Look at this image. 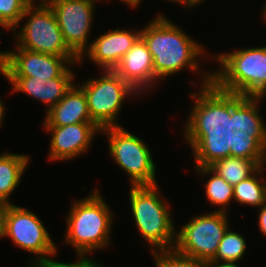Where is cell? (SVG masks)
<instances>
[{"mask_svg":"<svg viewBox=\"0 0 266 267\" xmlns=\"http://www.w3.org/2000/svg\"><path fill=\"white\" fill-rule=\"evenodd\" d=\"M29 5L26 0H0V21L12 29L14 35Z\"/></svg>","mask_w":266,"mask_h":267,"instance_id":"cell-22","label":"cell"},{"mask_svg":"<svg viewBox=\"0 0 266 267\" xmlns=\"http://www.w3.org/2000/svg\"><path fill=\"white\" fill-rule=\"evenodd\" d=\"M140 37L141 30L138 32L125 29L108 31L89 44L90 47L80 57L79 63L85 54L102 70H113Z\"/></svg>","mask_w":266,"mask_h":267,"instance_id":"cell-15","label":"cell"},{"mask_svg":"<svg viewBox=\"0 0 266 267\" xmlns=\"http://www.w3.org/2000/svg\"><path fill=\"white\" fill-rule=\"evenodd\" d=\"M29 159L25 154H0V203L5 207L12 204L9 202L10 195L20 184Z\"/></svg>","mask_w":266,"mask_h":267,"instance_id":"cell-17","label":"cell"},{"mask_svg":"<svg viewBox=\"0 0 266 267\" xmlns=\"http://www.w3.org/2000/svg\"><path fill=\"white\" fill-rule=\"evenodd\" d=\"M7 236L19 248L39 256L36 258L53 257L57 254L56 244L51 240L40 218L35 213L13 203L3 210L0 237Z\"/></svg>","mask_w":266,"mask_h":267,"instance_id":"cell-10","label":"cell"},{"mask_svg":"<svg viewBox=\"0 0 266 267\" xmlns=\"http://www.w3.org/2000/svg\"><path fill=\"white\" fill-rule=\"evenodd\" d=\"M79 258L76 262L72 263H63V262H57L55 260H52L51 258L42 257L37 258L34 260L35 262L28 265L29 267H103L100 263L96 262L95 260H92L90 258H87L86 255H77Z\"/></svg>","mask_w":266,"mask_h":267,"instance_id":"cell-26","label":"cell"},{"mask_svg":"<svg viewBox=\"0 0 266 267\" xmlns=\"http://www.w3.org/2000/svg\"><path fill=\"white\" fill-rule=\"evenodd\" d=\"M156 267H204V262L186 257L172 250L152 252Z\"/></svg>","mask_w":266,"mask_h":267,"instance_id":"cell-23","label":"cell"},{"mask_svg":"<svg viewBox=\"0 0 266 267\" xmlns=\"http://www.w3.org/2000/svg\"><path fill=\"white\" fill-rule=\"evenodd\" d=\"M51 133L50 160H72L89 149L91 141L101 128L95 122L66 126H44Z\"/></svg>","mask_w":266,"mask_h":267,"instance_id":"cell-13","label":"cell"},{"mask_svg":"<svg viewBox=\"0 0 266 267\" xmlns=\"http://www.w3.org/2000/svg\"><path fill=\"white\" fill-rule=\"evenodd\" d=\"M265 94L266 88L234 119V121L251 127L265 124L258 112V105H260L258 102L260 99L264 98L263 96Z\"/></svg>","mask_w":266,"mask_h":267,"instance_id":"cell-25","label":"cell"},{"mask_svg":"<svg viewBox=\"0 0 266 267\" xmlns=\"http://www.w3.org/2000/svg\"><path fill=\"white\" fill-rule=\"evenodd\" d=\"M264 165L263 163L251 176L234 186V201L236 200L240 205L258 208L266 204V180L261 176Z\"/></svg>","mask_w":266,"mask_h":267,"instance_id":"cell-19","label":"cell"},{"mask_svg":"<svg viewBox=\"0 0 266 267\" xmlns=\"http://www.w3.org/2000/svg\"><path fill=\"white\" fill-rule=\"evenodd\" d=\"M109 152L116 164L130 176L131 186L157 185L156 165L148 146L121 126L106 127Z\"/></svg>","mask_w":266,"mask_h":267,"instance_id":"cell-7","label":"cell"},{"mask_svg":"<svg viewBox=\"0 0 266 267\" xmlns=\"http://www.w3.org/2000/svg\"><path fill=\"white\" fill-rule=\"evenodd\" d=\"M171 2L178 3L179 5H184L186 8L195 7L196 5H199L201 2L199 0H169Z\"/></svg>","mask_w":266,"mask_h":267,"instance_id":"cell-29","label":"cell"},{"mask_svg":"<svg viewBox=\"0 0 266 267\" xmlns=\"http://www.w3.org/2000/svg\"><path fill=\"white\" fill-rule=\"evenodd\" d=\"M10 51L6 65L1 69L5 77H35L39 80L61 77L72 64L66 57L33 52L24 48ZM67 65V66H66Z\"/></svg>","mask_w":266,"mask_h":267,"instance_id":"cell-12","label":"cell"},{"mask_svg":"<svg viewBox=\"0 0 266 267\" xmlns=\"http://www.w3.org/2000/svg\"><path fill=\"white\" fill-rule=\"evenodd\" d=\"M4 208H5V206L0 203V234H1V230H2V216H3Z\"/></svg>","mask_w":266,"mask_h":267,"instance_id":"cell-33","label":"cell"},{"mask_svg":"<svg viewBox=\"0 0 266 267\" xmlns=\"http://www.w3.org/2000/svg\"><path fill=\"white\" fill-rule=\"evenodd\" d=\"M214 58L220 69L206 72L200 92L190 94L195 99L191 114L234 120L266 88V46L236 49Z\"/></svg>","mask_w":266,"mask_h":267,"instance_id":"cell-1","label":"cell"},{"mask_svg":"<svg viewBox=\"0 0 266 267\" xmlns=\"http://www.w3.org/2000/svg\"><path fill=\"white\" fill-rule=\"evenodd\" d=\"M204 267H239V265H236L235 263H220L208 261L204 262Z\"/></svg>","mask_w":266,"mask_h":267,"instance_id":"cell-30","label":"cell"},{"mask_svg":"<svg viewBox=\"0 0 266 267\" xmlns=\"http://www.w3.org/2000/svg\"><path fill=\"white\" fill-rule=\"evenodd\" d=\"M113 215L97 188L86 198L74 201L66 218L65 242L77 254L86 255L109 245Z\"/></svg>","mask_w":266,"mask_h":267,"instance_id":"cell-4","label":"cell"},{"mask_svg":"<svg viewBox=\"0 0 266 267\" xmlns=\"http://www.w3.org/2000/svg\"><path fill=\"white\" fill-rule=\"evenodd\" d=\"M195 169L199 175L212 174L211 178H208V182L205 184V193L211 206L218 205L221 208L218 211L227 213V206L234 199V186L228 184L221 176L214 172L194 151Z\"/></svg>","mask_w":266,"mask_h":267,"instance_id":"cell-18","label":"cell"},{"mask_svg":"<svg viewBox=\"0 0 266 267\" xmlns=\"http://www.w3.org/2000/svg\"><path fill=\"white\" fill-rule=\"evenodd\" d=\"M246 244L242 235L228 228L220 241L215 257L211 261L236 264L245 254Z\"/></svg>","mask_w":266,"mask_h":267,"instance_id":"cell-20","label":"cell"},{"mask_svg":"<svg viewBox=\"0 0 266 267\" xmlns=\"http://www.w3.org/2000/svg\"><path fill=\"white\" fill-rule=\"evenodd\" d=\"M265 5H266V4H265ZM263 11H264V12H263V15H264V16H263V17H264L263 19H264L265 22H266V6H264V10H263Z\"/></svg>","mask_w":266,"mask_h":267,"instance_id":"cell-35","label":"cell"},{"mask_svg":"<svg viewBox=\"0 0 266 267\" xmlns=\"http://www.w3.org/2000/svg\"><path fill=\"white\" fill-rule=\"evenodd\" d=\"M53 10L67 46L80 58L90 47L93 0H46Z\"/></svg>","mask_w":266,"mask_h":267,"instance_id":"cell-11","label":"cell"},{"mask_svg":"<svg viewBox=\"0 0 266 267\" xmlns=\"http://www.w3.org/2000/svg\"><path fill=\"white\" fill-rule=\"evenodd\" d=\"M227 214L215 210L193 217L176 233L174 250L202 262L211 261L229 228Z\"/></svg>","mask_w":266,"mask_h":267,"instance_id":"cell-8","label":"cell"},{"mask_svg":"<svg viewBox=\"0 0 266 267\" xmlns=\"http://www.w3.org/2000/svg\"><path fill=\"white\" fill-rule=\"evenodd\" d=\"M258 220H259V229L262 234L266 236V204L262 205L260 207L259 215H258Z\"/></svg>","mask_w":266,"mask_h":267,"instance_id":"cell-27","label":"cell"},{"mask_svg":"<svg viewBox=\"0 0 266 267\" xmlns=\"http://www.w3.org/2000/svg\"><path fill=\"white\" fill-rule=\"evenodd\" d=\"M12 85V92H23L30 98L42 102V91L45 80L35 77H5Z\"/></svg>","mask_w":266,"mask_h":267,"instance_id":"cell-24","label":"cell"},{"mask_svg":"<svg viewBox=\"0 0 266 267\" xmlns=\"http://www.w3.org/2000/svg\"><path fill=\"white\" fill-rule=\"evenodd\" d=\"M186 122L189 147L228 184L237 185L265 163L264 137L255 127L191 113Z\"/></svg>","mask_w":266,"mask_h":267,"instance_id":"cell-2","label":"cell"},{"mask_svg":"<svg viewBox=\"0 0 266 267\" xmlns=\"http://www.w3.org/2000/svg\"><path fill=\"white\" fill-rule=\"evenodd\" d=\"M113 71L137 93L147 92L145 90L148 87L153 88L154 84L159 83L154 73L152 55L141 37L121 58Z\"/></svg>","mask_w":266,"mask_h":267,"instance_id":"cell-14","label":"cell"},{"mask_svg":"<svg viewBox=\"0 0 266 267\" xmlns=\"http://www.w3.org/2000/svg\"><path fill=\"white\" fill-rule=\"evenodd\" d=\"M141 38L152 55L158 80H165L166 76L187 67L198 71L200 64L197 62L205 53L203 47L163 15L158 14L141 29Z\"/></svg>","mask_w":266,"mask_h":267,"instance_id":"cell-3","label":"cell"},{"mask_svg":"<svg viewBox=\"0 0 266 267\" xmlns=\"http://www.w3.org/2000/svg\"><path fill=\"white\" fill-rule=\"evenodd\" d=\"M25 17L29 18L18 32L16 48L63 56L72 65L80 61V58L67 46L56 16L46 2L30 4L26 8L21 21Z\"/></svg>","mask_w":266,"mask_h":267,"instance_id":"cell-6","label":"cell"},{"mask_svg":"<svg viewBox=\"0 0 266 267\" xmlns=\"http://www.w3.org/2000/svg\"><path fill=\"white\" fill-rule=\"evenodd\" d=\"M43 122V126H66L94 122L89 114L86 95L78 84L74 82L65 96L49 111H46Z\"/></svg>","mask_w":266,"mask_h":267,"instance_id":"cell-16","label":"cell"},{"mask_svg":"<svg viewBox=\"0 0 266 267\" xmlns=\"http://www.w3.org/2000/svg\"><path fill=\"white\" fill-rule=\"evenodd\" d=\"M0 27L10 30V28L2 21H0ZM10 51L0 52V73L1 69L6 65L9 58Z\"/></svg>","mask_w":266,"mask_h":267,"instance_id":"cell-28","label":"cell"},{"mask_svg":"<svg viewBox=\"0 0 266 267\" xmlns=\"http://www.w3.org/2000/svg\"><path fill=\"white\" fill-rule=\"evenodd\" d=\"M4 103L2 102V100L0 99V126L3 122V118H4V114H5V109H4Z\"/></svg>","mask_w":266,"mask_h":267,"instance_id":"cell-32","label":"cell"},{"mask_svg":"<svg viewBox=\"0 0 266 267\" xmlns=\"http://www.w3.org/2000/svg\"><path fill=\"white\" fill-rule=\"evenodd\" d=\"M103 76L79 84L84 91L91 119L101 128L120 126L117 115L125 98L136 91L113 70H102Z\"/></svg>","mask_w":266,"mask_h":267,"instance_id":"cell-9","label":"cell"},{"mask_svg":"<svg viewBox=\"0 0 266 267\" xmlns=\"http://www.w3.org/2000/svg\"><path fill=\"white\" fill-rule=\"evenodd\" d=\"M74 77V73L69 68L61 77L50 78L45 81L42 91V103H45L48 107L46 108L47 111L55 106L71 89L74 85Z\"/></svg>","mask_w":266,"mask_h":267,"instance_id":"cell-21","label":"cell"},{"mask_svg":"<svg viewBox=\"0 0 266 267\" xmlns=\"http://www.w3.org/2000/svg\"><path fill=\"white\" fill-rule=\"evenodd\" d=\"M123 2H125L126 4L132 6V7H136L138 6V4H140L142 1L141 0H121Z\"/></svg>","mask_w":266,"mask_h":267,"instance_id":"cell-31","label":"cell"},{"mask_svg":"<svg viewBox=\"0 0 266 267\" xmlns=\"http://www.w3.org/2000/svg\"><path fill=\"white\" fill-rule=\"evenodd\" d=\"M159 194L157 185L131 186L129 190L135 225L144 240L152 246V252L157 249L172 250L176 243L169 205L163 202Z\"/></svg>","mask_w":266,"mask_h":267,"instance_id":"cell-5","label":"cell"},{"mask_svg":"<svg viewBox=\"0 0 266 267\" xmlns=\"http://www.w3.org/2000/svg\"><path fill=\"white\" fill-rule=\"evenodd\" d=\"M29 4H34V2L33 1H35V0H26ZM46 2V0H40L39 2L37 1V2H35V4H41V3H45Z\"/></svg>","mask_w":266,"mask_h":267,"instance_id":"cell-34","label":"cell"}]
</instances>
